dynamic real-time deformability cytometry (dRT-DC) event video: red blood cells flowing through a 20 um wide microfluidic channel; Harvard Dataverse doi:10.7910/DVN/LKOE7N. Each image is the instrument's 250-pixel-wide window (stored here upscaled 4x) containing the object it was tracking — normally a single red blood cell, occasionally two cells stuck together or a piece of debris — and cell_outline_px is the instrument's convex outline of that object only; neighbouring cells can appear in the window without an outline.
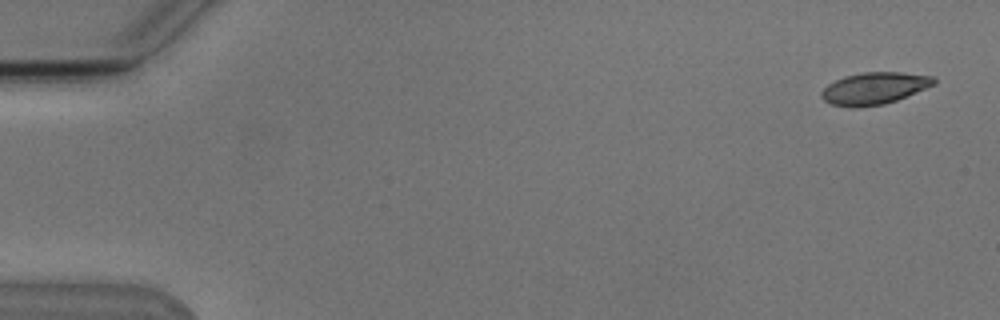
{"species": "Egyptian fruit bat (a non-hibernating species)", "species_latin": "Rousettus aegyptiacus", "temperature_condition": "cold", "stored_images_in_passage": 5, "segment_of_instrument_passage": [2, 2], "camera_frame_rate_fps": 3000, "um_per_image_px": 0.085, "animal": {"sex": "male"}, "frame": {"image": 1, "passage_image": 5, "time_ms": 4.667, "image_size_px": [1000, 320], "cell_outline_px": [[936, 84], [896, 100], [884, 104], [856, 108], [852, 108], [832, 104], [824, 100], [820, 96], [820, 92], [828, 84], [844, 76], [864, 72], [900, 72], [936, 76]], "centroid_in_image_um": [74.32, 7.5], "position_along_channel_um": 10.7, "area_um2": 21.04}}